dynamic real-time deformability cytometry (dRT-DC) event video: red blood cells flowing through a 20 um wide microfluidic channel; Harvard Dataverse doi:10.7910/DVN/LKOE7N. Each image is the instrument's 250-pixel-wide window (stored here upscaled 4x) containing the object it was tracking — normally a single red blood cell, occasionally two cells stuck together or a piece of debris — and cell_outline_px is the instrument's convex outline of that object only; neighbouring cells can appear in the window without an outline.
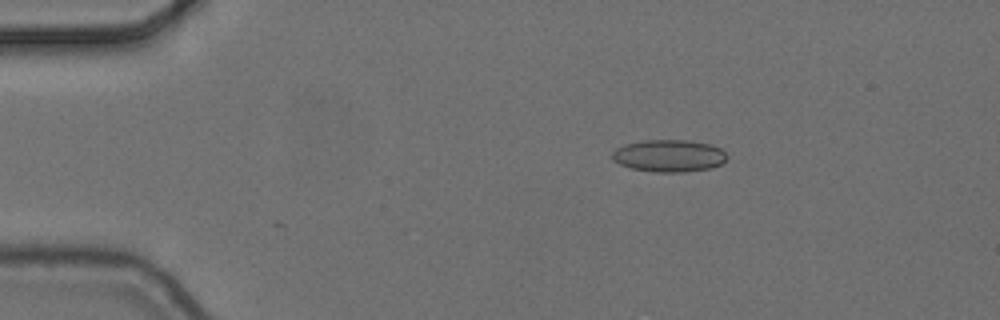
{"species": "common noctule bat (a hibernating species)", "species_latin": "Nyctalus noctula", "temperature_condition": "cold", "stored_images_in_passage": 4, "camera_frame_rate_fps": 3000, "um_per_image_px": 0.085, "animal": {"sex": "female", "body_mass_g": 24.6, "forearm_length_mm": 56.2}, "frame": {"image": 1, "passage_image": 3, "time_ms": 0.667, "image_size_px": [1000, 320], "cell_outline_px": [[728, 156], [720, 164], [712, 168], [684, 172], [656, 172], [632, 168], [620, 164], [612, 160], [612, 152], [616, 148], [624, 144], [644, 140], [688, 140], [708, 144], [720, 148]], "centroid_in_image_um": [56.84, 13.24], "position_along_channel_um": 28.2, "area_um2": 21.5}}